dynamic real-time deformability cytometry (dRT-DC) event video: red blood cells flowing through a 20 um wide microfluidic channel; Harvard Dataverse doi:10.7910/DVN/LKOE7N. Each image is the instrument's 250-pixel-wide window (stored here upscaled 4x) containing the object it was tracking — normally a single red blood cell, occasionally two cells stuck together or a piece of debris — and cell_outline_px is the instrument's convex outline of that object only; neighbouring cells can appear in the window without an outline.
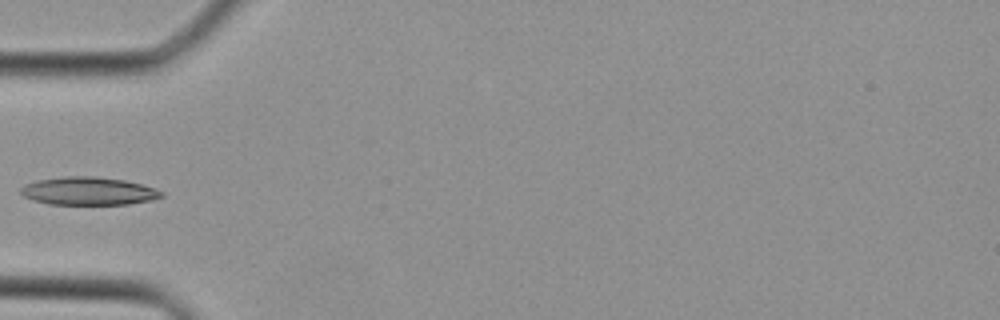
{"species": "Egyptian fruit bat (a non-hibernating species)", "species_latin": "Rousettus aegyptiacus", "temperature_condition": "cold", "stored_images_in_passage": 23, "camera_frame_rate_fps": 3000, "um_per_image_px": 0.085, "animal": {"sex": "female"}, "frame": {"image": 1, "passage_image": 1, "time_ms": 0.0, "image_size_px": [1000, 320], "cell_outline_px": [[164, 196], [152, 200], [128, 204], [48, 204], [24, 196], [20, 192], [20, 188], [24, 184], [36, 180], [64, 176], [96, 176], [124, 180], [156, 188], [164, 192]], "centroid_in_image_um": [7.53, 16.23], "position_along_channel_um": 77.5, "area_um2": 23.0}}
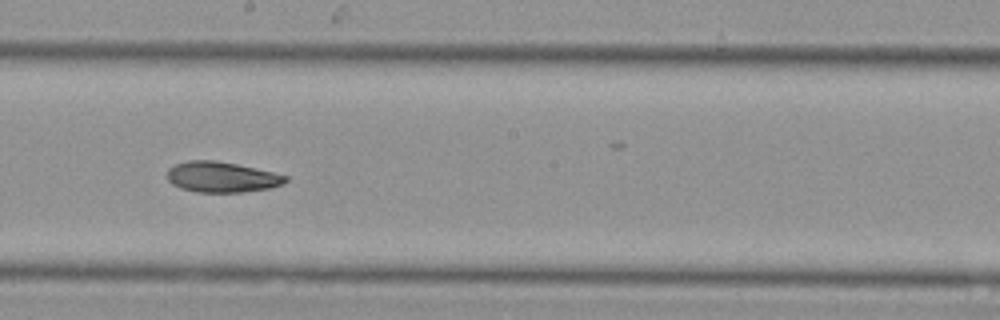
{"frame": {"image": 2, "passage_image": 10, "time_ms": 3.0, "image_size_px": [1000, 320], "cell_outline_px": [[288, 180], [284, 184], [268, 188], [244, 192], [196, 192], [180, 188], [172, 184], [168, 180], [168, 168], [176, 164], [188, 160], [216, 160], [236, 164], [272, 172], [288, 176]], "centroid_in_image_um": [18.84, 15.05], "position_along_channel_um": 229.4, "area_um2": 21.04}}
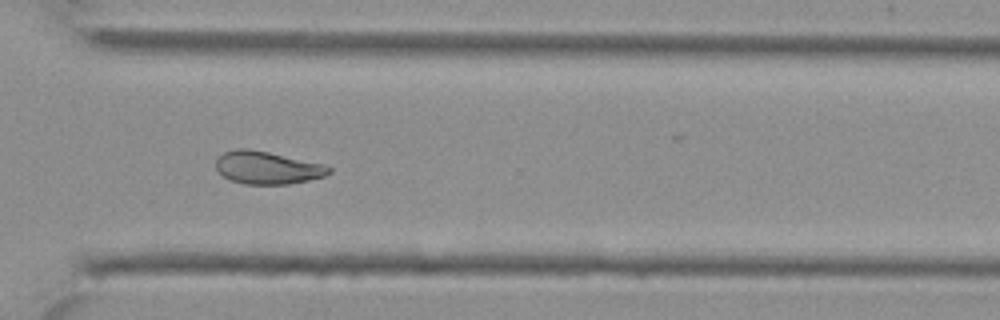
{"frame": {"image": 3, "passage_image": 17, "time_ms": 5.333, "image_size_px": [1000, 320], "cell_outline_px": [[332, 172], [324, 176], [308, 180], [288, 184], [244, 184], [232, 180], [224, 176], [216, 168], [216, 160], [224, 152], [236, 148], [248, 148], [268, 152], [320, 164], [332, 168]], "centroid_in_image_um": [22.7, 14.25], "position_along_channel_um": 347.9, "area_um2": 21.15}}